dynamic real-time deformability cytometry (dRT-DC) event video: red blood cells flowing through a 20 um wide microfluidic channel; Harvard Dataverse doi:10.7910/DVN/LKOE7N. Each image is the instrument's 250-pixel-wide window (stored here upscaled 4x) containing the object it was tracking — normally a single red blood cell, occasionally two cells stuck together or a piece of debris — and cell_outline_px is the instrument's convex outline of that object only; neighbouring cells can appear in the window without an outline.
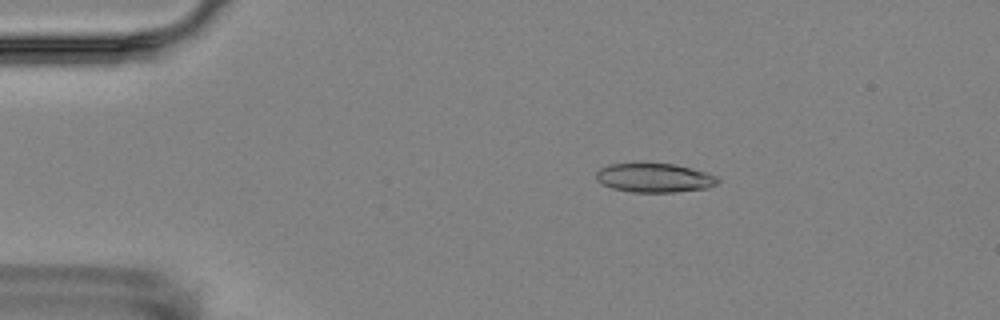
{"species": "Egyptian fruit bat (a non-hibernating species)", "species_latin": "Rousettus aegyptiacus", "temperature_condition": "room temperature", "stored_images_in_passage": 3, "camera_frame_rate_fps": 3000, "um_per_image_px": 0.085, "animal": {"sex": "female"}, "frame": {"image": 1, "passage_image": 2, "time_ms": 1.333, "image_size_px": [1000, 320], "cell_outline_px": [[720, 180], [716, 184], [708, 188], [676, 192], [632, 192], [612, 188], [600, 184], [596, 180], [596, 172], [600, 168], [608, 164], [640, 160], [676, 164], [708, 172], [716, 176]], "centroid_in_image_um": [55.58, 15.06], "position_along_channel_um": 29.4, "area_um2": 21.68}}